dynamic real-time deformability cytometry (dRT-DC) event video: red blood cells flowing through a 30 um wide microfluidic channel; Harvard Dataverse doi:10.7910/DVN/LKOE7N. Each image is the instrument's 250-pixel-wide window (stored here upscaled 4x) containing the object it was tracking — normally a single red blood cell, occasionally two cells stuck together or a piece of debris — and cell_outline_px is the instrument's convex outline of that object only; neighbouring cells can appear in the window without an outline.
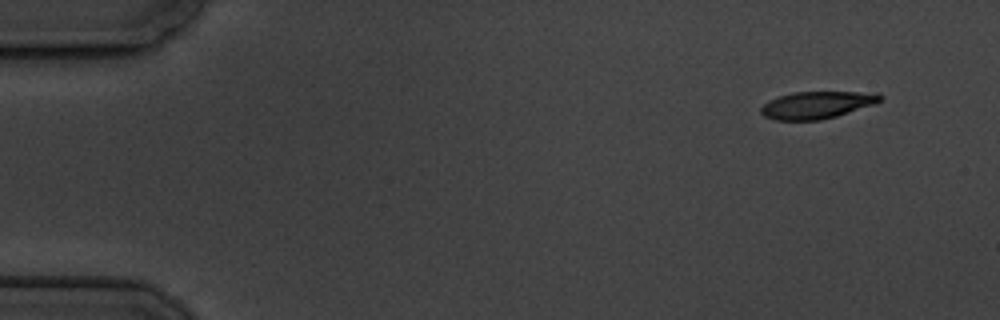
{"species": "common noctule bat (a hibernating species)", "species_latin": "Nyctalus noctula", "temperature_condition": "cold", "stored_images_in_passage": 9, "camera_frame_rate_fps": 3000, "um_per_image_px": 0.085, "animal": {"sex": "male", "body_mass_g": 19.5, "forearm_length_mm": 54.6}, "frame": {"image": 1, "passage_image": 1, "time_ms": 0.0, "image_size_px": [1000, 320], "cell_outline_px": [[884, 96], [876, 104], [836, 116], [820, 120], [776, 120], [764, 116], [760, 112], [760, 108], [768, 100], [792, 92], [880, 92]], "centroid_in_image_um": [69.47, 8.91], "position_along_channel_um": 15.5, "area_um2": 19.02}}
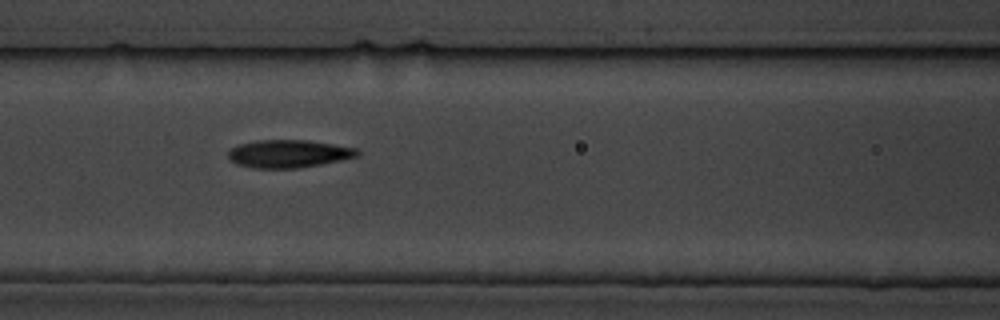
{"frame": {"image": 2, "passage_image": 7, "time_ms": 7.0, "image_size_px": [1000, 320], "cell_outline_px": [[360, 156], [320, 164], [296, 168], [252, 168], [236, 164], [228, 160], [228, 148], [240, 144], [256, 140], [308, 140], [356, 148], [360, 152]], "centroid_in_image_um": [24.48, 13.06], "position_along_channel_um": 142.1, "area_um2": 21.04}}
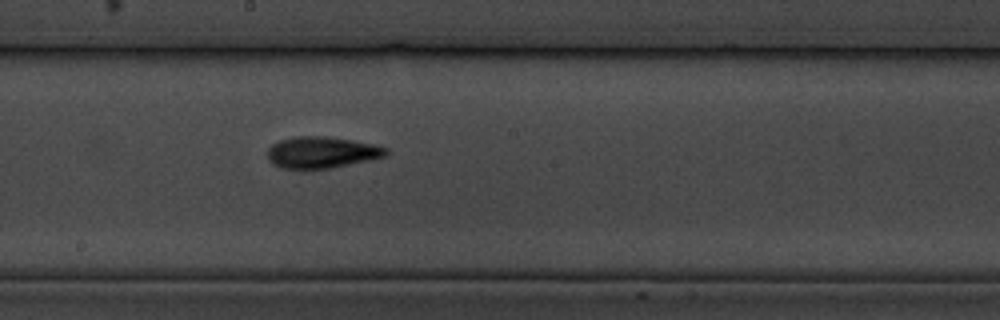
{"frame": {"image": 3, "passage_image": 9, "time_ms": 9.333, "image_size_px": [1000, 320], "cell_outline_px": [[388, 152], [384, 156], [368, 160], [332, 168], [280, 168], [272, 164], [268, 160], [268, 148], [272, 144], [280, 140], [296, 136], [328, 136], [352, 140], [372, 144], [388, 148]], "centroid_in_image_um": [27.31, 12.94], "position_along_channel_um": 220.9, "area_um2": 21.62}}